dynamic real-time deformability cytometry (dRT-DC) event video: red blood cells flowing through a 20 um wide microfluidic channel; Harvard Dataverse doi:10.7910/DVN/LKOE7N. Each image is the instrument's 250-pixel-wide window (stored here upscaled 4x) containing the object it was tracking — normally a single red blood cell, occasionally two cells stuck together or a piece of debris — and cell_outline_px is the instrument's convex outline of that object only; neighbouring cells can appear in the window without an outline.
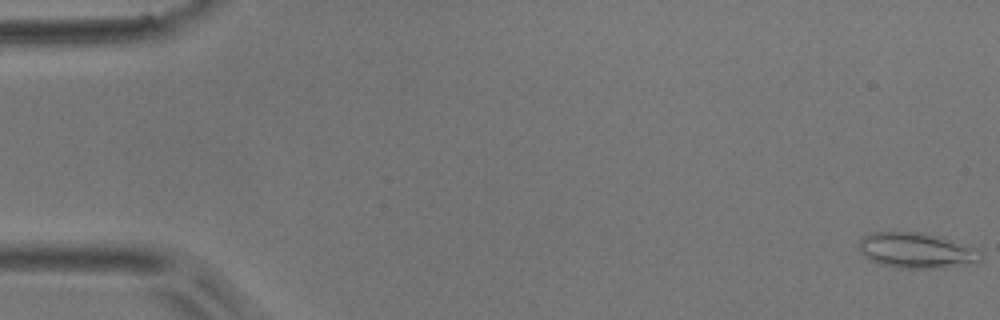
{"species": "common noctule bat (a hibernating species)", "species_latin": "Nyctalus noctula", "temperature_condition": "room temperature", "stored_images_in_passage": 9, "camera_frame_rate_fps": 3000, "um_per_image_px": 0.085, "animal": {"sex": "male", "body_mass_g": 17.9}, "frame": {"image": 1, "passage_image": 1, "time_ms": 0.0, "image_size_px": [1000, 320], "cell_outline_px": [[984, 256], [980, 260], [940, 268], [896, 268], [880, 264], [868, 260], [860, 252], [856, 244], [864, 236], [872, 232], [924, 232], [968, 248]], "centroid_in_image_um": [77.69, 21.29], "position_along_channel_um": 7.3, "area_um2": 24.39}}
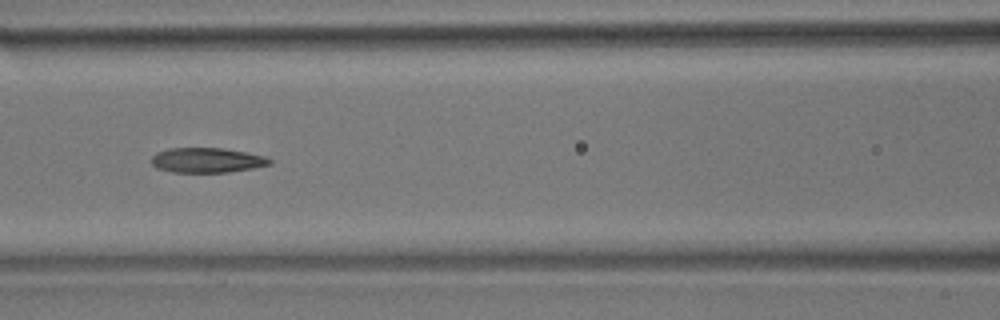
{"frame": {"image": 2, "passage_image": 8, "time_ms": 8.0, "image_size_px": [1000, 320], "cell_outline_px": [[272, 164], [252, 168], [228, 172], [172, 172], [156, 168], [152, 164], [152, 156], [156, 152], [168, 148], [224, 148], [264, 156], [272, 160]], "centroid_in_image_um": [17.56, 13.61], "position_along_channel_um": 149.0, "area_um2": 17.11}}
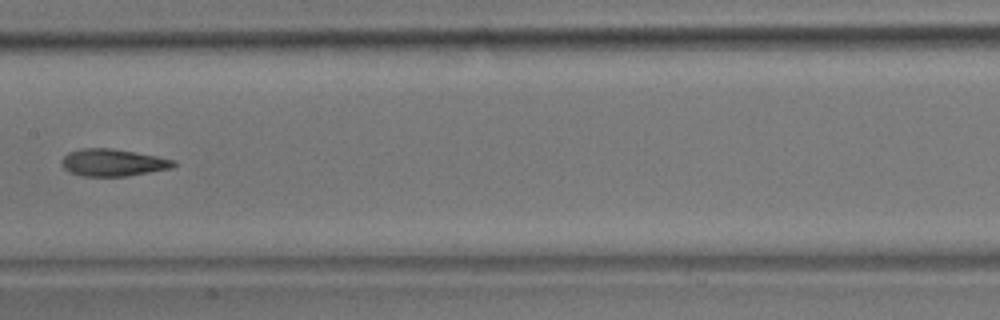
{"frame": {"image": 3, "passage_image": 9, "time_ms": 9.333, "image_size_px": [1000, 320], "cell_outline_px": [[176, 164], [172, 168], [128, 176], [84, 176], [68, 172], [60, 164], [60, 160], [68, 152], [80, 148], [112, 148], [136, 152], [176, 160]], "centroid_in_image_um": [9.57, 13.81], "position_along_channel_um": 197.8, "area_um2": 17.92}}